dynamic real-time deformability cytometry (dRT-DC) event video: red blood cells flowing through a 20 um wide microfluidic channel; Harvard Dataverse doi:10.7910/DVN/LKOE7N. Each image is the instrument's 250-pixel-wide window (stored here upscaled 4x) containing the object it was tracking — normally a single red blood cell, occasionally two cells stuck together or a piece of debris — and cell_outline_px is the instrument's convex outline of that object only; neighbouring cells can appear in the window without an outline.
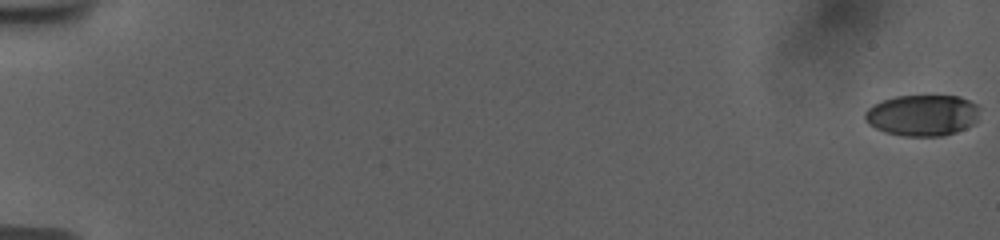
{"species": "human", "species_latin": "Homo sapiens", "temperature_condition": "room temperature", "stored_images_in_passage": 57, "camera_frame_rate_fps": 3000, "um_per_image_px": 0.085, "donor": {"sex": "female"}, "frame": {"image": 1, "passage_image": 1, "time_ms": 0.0, "image_size_px": [1000, 240], "cell_outline_px": [[976, 120], [972, 124], [956, 132], [944, 136], [900, 136], [884, 132], [868, 124], [864, 120], [864, 112], [872, 104], [896, 96], [960, 96], [976, 104]], "centroid_in_image_um": [78.33, 9.81], "position_along_channel_um": 6.7, "area_um2": 27.46}}
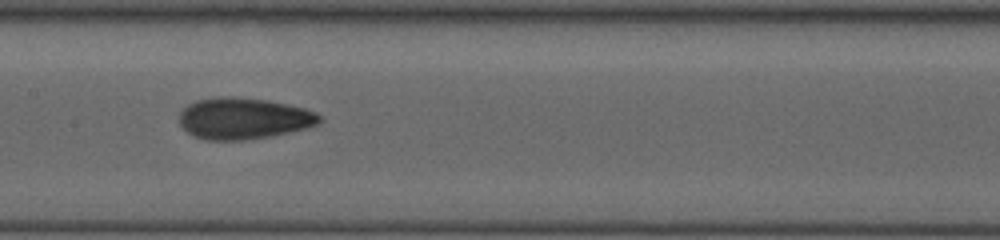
{"frame": {"image": 2, "passage_image": 31, "time_ms": 10.0, "image_size_px": [1000, 240], "cell_outline_px": [[320, 120], [316, 124], [308, 128], [272, 136], [244, 140], [208, 140], [192, 136], [180, 124], [180, 112], [188, 104], [196, 100], [224, 96], [232, 96], [268, 100], [304, 108], [316, 112], [320, 116]], "centroid_in_image_um": [20.7, 10.07], "position_along_channel_um": 186.7, "area_um2": 33.81}}
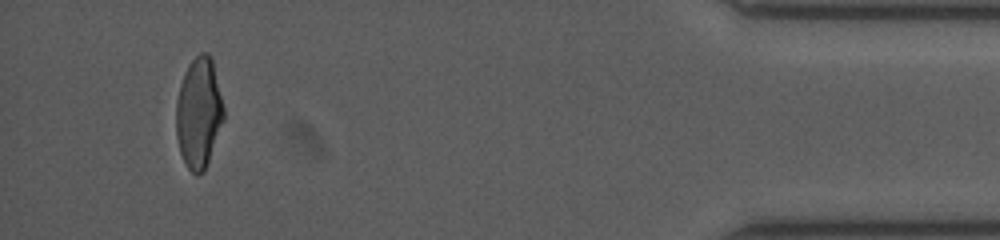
{"frame": {"image": 3, "passage_image": 54, "time_ms": 17.667, "image_size_px": [1000, 240], "cell_outline_px": [[224, 120], [204, 172], [196, 176], [188, 168], [180, 152], [176, 136], [176, 100], [180, 84], [184, 72], [188, 64], [200, 52], [208, 52], [212, 56], [224, 108]], "centroid_in_image_um": [16.9, 9.57], "position_along_channel_um": 418.3, "area_um2": 30.92}, "authors_computed_cell_mechanics": {"area_um2": 31.212, "velocity_mm_per_s": 3.7875, "shape_relaxation_time_tau1_ms": 5.86, "shape_relaxation_time_tau2_ms": 1.6908, "deformation_change_tau1": 0.1785, "deformation_change_tau2": 0.0765}}